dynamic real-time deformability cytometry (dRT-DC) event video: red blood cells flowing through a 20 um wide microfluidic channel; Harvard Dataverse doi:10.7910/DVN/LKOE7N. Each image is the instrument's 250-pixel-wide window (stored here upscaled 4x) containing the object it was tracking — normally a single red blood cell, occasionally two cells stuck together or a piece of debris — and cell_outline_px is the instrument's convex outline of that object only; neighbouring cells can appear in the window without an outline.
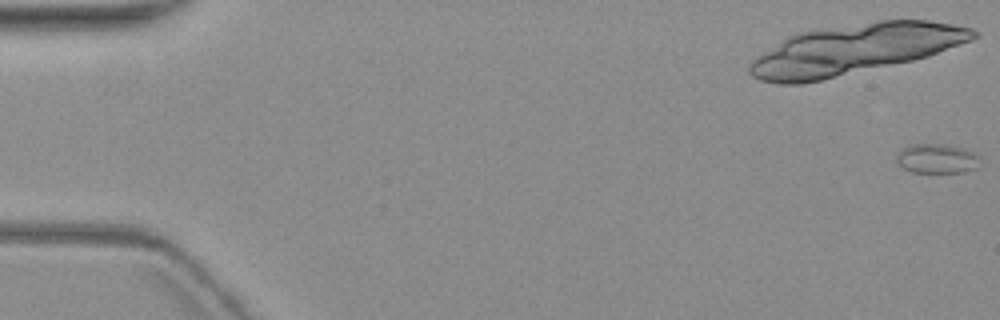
{"species": "common noctule bat (a hibernating species)", "species_latin": "Nyctalus noctula", "temperature_condition": "warm", "stored_images_in_passage": 5, "camera_frame_rate_fps": 3000, "um_per_image_px": 0.085, "animal": {"sex": "female", "body_mass_g": 19.3, "forearm_length_mm": 54.1}, "frame": {"image": 1, "passage_image": 1, "time_ms": 0.0, "image_size_px": [1000, 320], "cell_outline_px": [[976, 168], [964, 172], [912, 172], [896, 164], [896, 152], [904, 148], [916, 144], [940, 144], [960, 148], [972, 152], [976, 156]], "centroid_in_image_um": [79.53, 13.49], "position_along_channel_um": 5.5, "area_um2": 13.93}}